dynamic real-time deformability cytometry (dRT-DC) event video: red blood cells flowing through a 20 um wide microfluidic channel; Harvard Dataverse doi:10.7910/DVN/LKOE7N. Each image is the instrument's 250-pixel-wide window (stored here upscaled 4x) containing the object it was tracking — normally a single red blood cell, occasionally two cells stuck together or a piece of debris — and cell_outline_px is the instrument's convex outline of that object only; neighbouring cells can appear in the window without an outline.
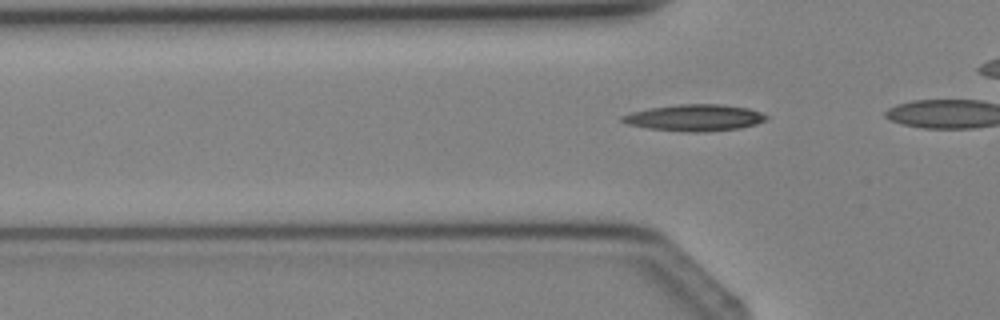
{"species": "Egyptian fruit bat (a non-hibernating species)", "species_latin": "Rousettus aegyptiacus", "temperature_condition": "cold", "stored_images_in_passage": 4, "camera_frame_rate_fps": 3000, "um_per_image_px": 0.085, "animal": {"sex": "female"}, "frame": {"image": 1, "passage_image": 3, "time_ms": 2.333, "image_size_px": [1000, 320], "cell_outline_px": [[768, 120], [756, 124], [740, 128], [704, 132], [688, 132], [648, 128], [624, 124], [620, 120], [620, 116], [632, 112], [652, 108], [680, 104], [720, 104], [748, 108], [760, 112], [768, 116]], "centroid_in_image_um": [59.05, 10.01], "position_along_channel_um": 66.8, "area_um2": 22.31}}